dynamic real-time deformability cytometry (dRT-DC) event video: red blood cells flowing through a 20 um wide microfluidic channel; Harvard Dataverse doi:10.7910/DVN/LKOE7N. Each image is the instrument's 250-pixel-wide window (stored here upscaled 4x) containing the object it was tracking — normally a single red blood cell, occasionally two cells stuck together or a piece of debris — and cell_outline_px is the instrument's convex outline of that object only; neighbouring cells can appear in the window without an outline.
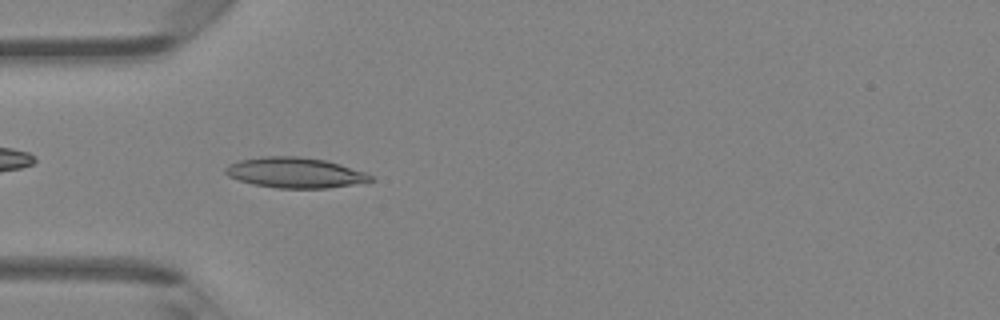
{"species": "Egyptian fruit bat (a non-hibernating species)", "species_latin": "Rousettus aegyptiacus", "temperature_condition": "room temperature", "stored_images_in_passage": 47, "camera_frame_rate_fps": 3000, "um_per_image_px": 0.085, "animal": {"sex": "female"}, "frame": {"image": 1, "passage_image": 14, "time_ms": 4.333, "image_size_px": [1000, 320], "cell_outline_px": [[376, 180], [368, 184], [328, 188], [276, 188], [252, 184], [228, 176], [224, 172], [224, 168], [228, 164], [240, 160], [264, 156], [300, 156], [324, 160], [340, 164], [376, 176]], "centroid_in_image_um": [25.17, 14.69], "position_along_channel_um": 59.8, "area_um2": 26.24}}
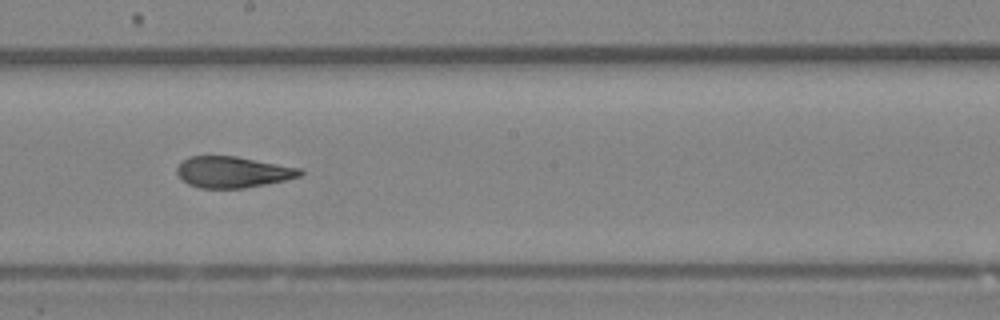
{"frame": {"image": 2, "passage_image": 26, "time_ms": 8.333, "image_size_px": [1000, 320], "cell_outline_px": [[304, 172], [300, 176], [284, 180], [244, 188], [200, 188], [188, 184], [180, 180], [176, 172], [176, 168], [188, 156], [236, 156], [300, 168]], "centroid_in_image_um": [19.74, 14.62], "position_along_channel_um": 228.5, "area_um2": 22.31}}
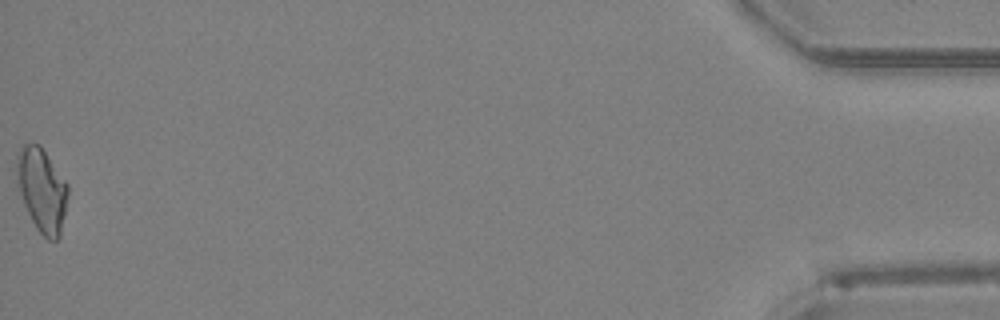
{"frame": {"image": 3, "passage_image": 47, "time_ms": 15.333, "image_size_px": [1000, 320], "cell_outline_px": [[68, 192], [60, 236], [56, 240], [48, 240], [36, 228], [24, 204], [16, 180], [16, 156], [24, 144], [40, 144], [68, 184]], "centroid_in_image_um": [3.55, 16.13], "position_along_channel_um": 431.6, "area_um2": 24.74}, "authors_computed_cell_mechanics": {"area_um2": 23.4668, "velocity_mm_per_s": 4.2997, "shape_relaxation_time_tau1_ms": null, "shape_relaxation_time_tau2_ms": 2.1927, "deformation_change_tau1": null, "deformation_change_tau2": 0.0927}}